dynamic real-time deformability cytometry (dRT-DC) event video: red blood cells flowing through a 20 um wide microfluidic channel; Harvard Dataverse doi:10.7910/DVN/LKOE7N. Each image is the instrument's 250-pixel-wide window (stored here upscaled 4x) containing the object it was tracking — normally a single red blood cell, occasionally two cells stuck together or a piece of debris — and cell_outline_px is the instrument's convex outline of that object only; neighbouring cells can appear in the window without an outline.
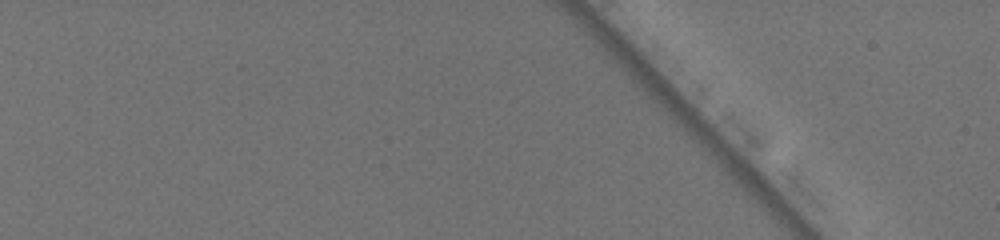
{"species": "common noctule bat (a hibernating species)", "species_latin": "Nyctalus noctula", "temperature_condition": "warm", "stored_images_in_passage": 2, "camera_frame_rate_fps": 3000, "um_per_image_px": 0.085, "animal": {"sex": "female", "body_mass_g": 19.5, "forearm_length_mm": 54.1}, "frame": {"image": 1, "passage_image": 1, "time_ms": 0.0, "image_size_px": [1000, 240], "cell_outline_px": [[940, 84], [928, 116], [920, 136], [916, 136], [896, 116], [896, 108], [916, 76], [936, 80]], "centroid_in_image_um": [77.98, 8.83], "position_along_channel_um": 7.0, "area_um2": 11.16}}